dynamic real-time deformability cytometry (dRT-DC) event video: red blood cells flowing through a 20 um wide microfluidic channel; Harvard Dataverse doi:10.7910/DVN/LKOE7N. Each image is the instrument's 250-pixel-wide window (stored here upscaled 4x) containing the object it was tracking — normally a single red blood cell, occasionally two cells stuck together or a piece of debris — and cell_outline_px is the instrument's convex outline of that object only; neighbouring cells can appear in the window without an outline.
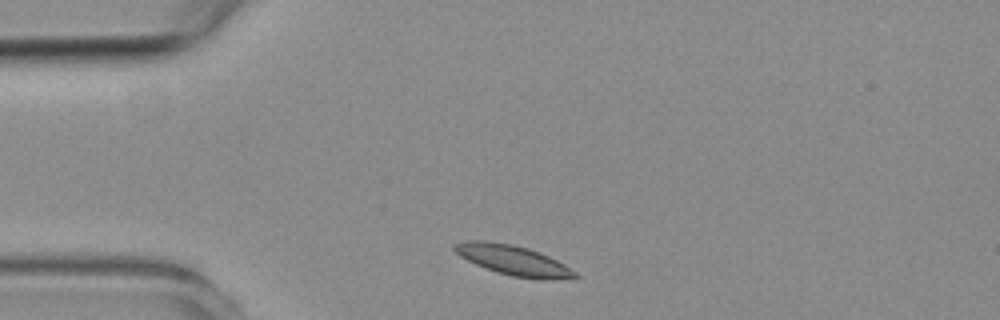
{"species": "common noctule bat (a hibernating species)", "species_latin": "Nyctalus noctula", "temperature_condition": "room temperature", "stored_images_in_passage": 2, "camera_frame_rate_fps": 3000, "um_per_image_px": 0.085, "animal": {"sex": "female", "body_mass_g": 19.3, "forearm_length_mm": 54.1}, "frame": {"image": 1, "passage_image": 1, "time_ms": 0.0, "image_size_px": [1000, 320], "cell_outline_px": [[580, 276], [552, 280], [540, 280], [512, 276], [496, 272], [476, 264], [460, 256], [452, 248], [452, 244], [464, 240], [484, 240], [512, 244], [528, 248], [548, 256], [564, 264], [576, 272]], "centroid_in_image_um": [43.59, 22.11], "position_along_channel_um": 41.4, "area_um2": 21.1}}